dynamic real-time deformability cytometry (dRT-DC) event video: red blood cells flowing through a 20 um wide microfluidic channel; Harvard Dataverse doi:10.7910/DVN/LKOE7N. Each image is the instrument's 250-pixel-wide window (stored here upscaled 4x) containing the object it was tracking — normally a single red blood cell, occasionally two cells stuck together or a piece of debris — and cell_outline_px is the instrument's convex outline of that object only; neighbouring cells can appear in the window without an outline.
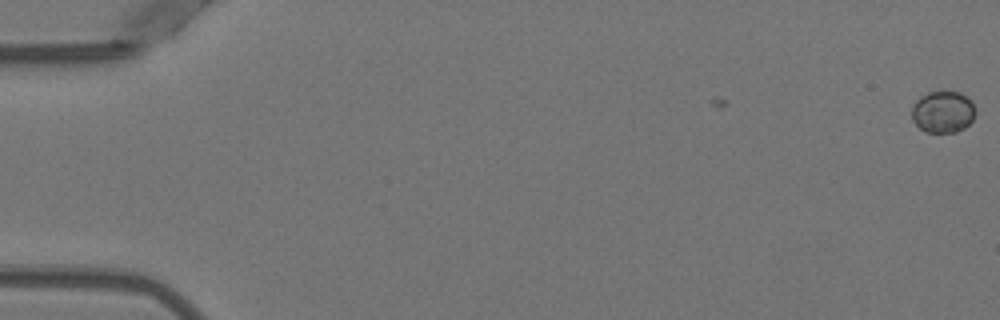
{"species": "Egyptian fruit bat (a non-hibernating species)", "species_latin": "Rousettus aegyptiacus", "temperature_condition": "warm", "stored_images_in_passage": 3, "camera_frame_rate_fps": 3000, "um_per_image_px": 0.085, "animal": {"sex": "female"}, "frame": {"image": 1, "passage_image": 3, "time_ms": 0.667, "image_size_px": [1000, 320], "cell_outline_px": [[976, 112], [972, 120], [964, 128], [956, 132], [924, 132], [912, 120], [912, 108], [916, 100], [920, 96], [928, 92], [960, 92], [968, 96], [972, 100]], "centroid_in_image_um": [80.16, 9.5], "position_along_channel_um": 4.8, "area_um2": 15.61}}